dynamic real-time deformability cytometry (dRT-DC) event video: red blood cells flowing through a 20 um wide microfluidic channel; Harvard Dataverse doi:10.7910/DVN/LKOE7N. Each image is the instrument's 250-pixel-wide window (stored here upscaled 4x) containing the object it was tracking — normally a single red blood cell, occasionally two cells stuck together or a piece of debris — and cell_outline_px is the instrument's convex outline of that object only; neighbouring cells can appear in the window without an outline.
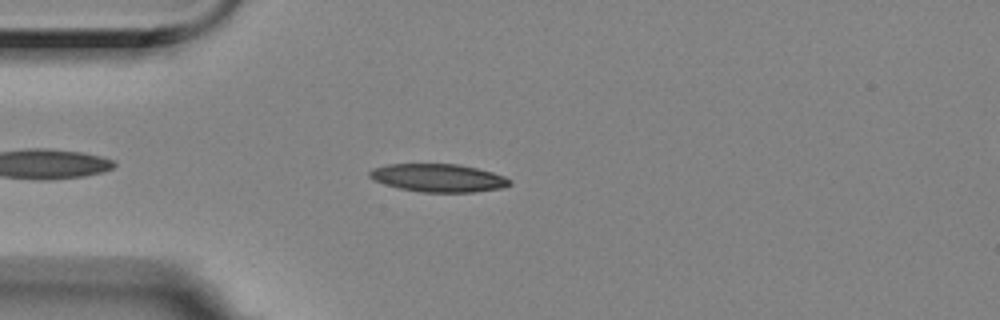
{"species": "Egyptian fruit bat (a non-hibernating species)", "species_latin": "Rousettus aegyptiacus", "temperature_condition": "room temperature", "stored_images_in_passage": 41, "camera_frame_rate_fps": 3000, "um_per_image_px": 0.085, "animal": {"sex": "female"}, "frame": {"image": 1, "passage_image": 7, "time_ms": 2.0, "image_size_px": [1000, 320], "cell_outline_px": [[512, 184], [500, 188], [472, 192], [420, 192], [400, 188], [384, 184], [372, 180], [368, 176], [368, 172], [372, 168], [388, 164], [456, 164], [476, 168], [492, 172], [504, 176], [512, 180]], "centroid_in_image_um": [37.22, 15.12], "position_along_channel_um": 47.8, "area_um2": 22.89}}
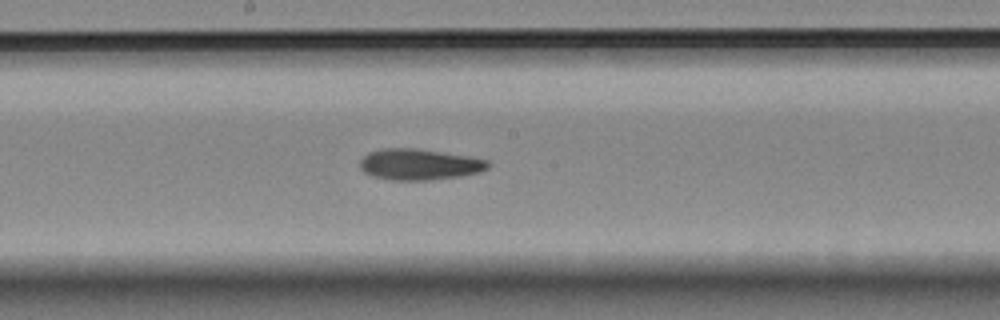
{"frame": {"image": 2, "passage_image": 22, "time_ms": 7.0, "image_size_px": [1000, 320], "cell_outline_px": [[488, 168], [480, 172], [460, 176], [428, 180], [392, 180], [372, 176], [364, 172], [360, 168], [360, 160], [368, 152], [384, 148], [416, 148], [468, 156], [488, 160]], "centroid_in_image_um": [35.61, 13.97], "position_along_channel_um": 212.6, "area_um2": 23.12}}
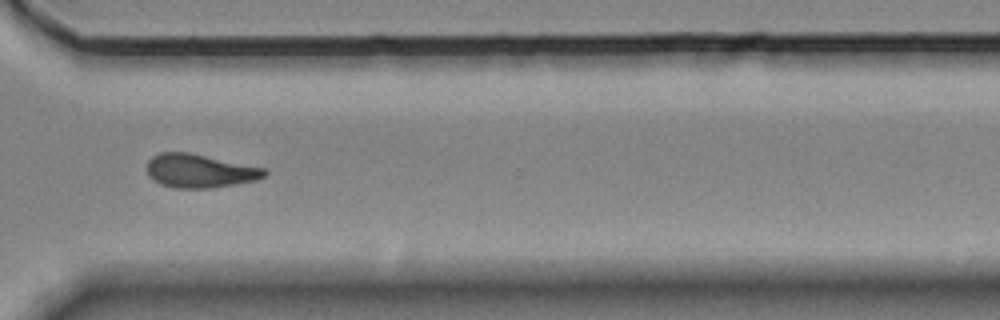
{"frame": {"image": 3, "passage_image": 34, "time_ms": 11.0, "image_size_px": [1000, 320], "cell_outline_px": [[268, 172], [264, 176], [256, 180], [236, 184], [212, 188], [176, 188], [160, 184], [152, 180], [148, 176], [148, 160], [152, 156], [160, 152], [188, 152], [264, 168]], "centroid_in_image_um": [16.95, 14.53], "position_along_channel_um": 353.7, "area_um2": 22.95}, "authors_computed_cell_mechanics": {"area_um2": 22.8888, "velocity_mm_per_s": 3.5264, "shape_relaxation_time_tau1_ms": 4.7574, "shape_relaxation_time_tau2_ms": 5.5112, "deformation_change_tau1": 0.1605, "deformation_change_tau2": 0.1408}}